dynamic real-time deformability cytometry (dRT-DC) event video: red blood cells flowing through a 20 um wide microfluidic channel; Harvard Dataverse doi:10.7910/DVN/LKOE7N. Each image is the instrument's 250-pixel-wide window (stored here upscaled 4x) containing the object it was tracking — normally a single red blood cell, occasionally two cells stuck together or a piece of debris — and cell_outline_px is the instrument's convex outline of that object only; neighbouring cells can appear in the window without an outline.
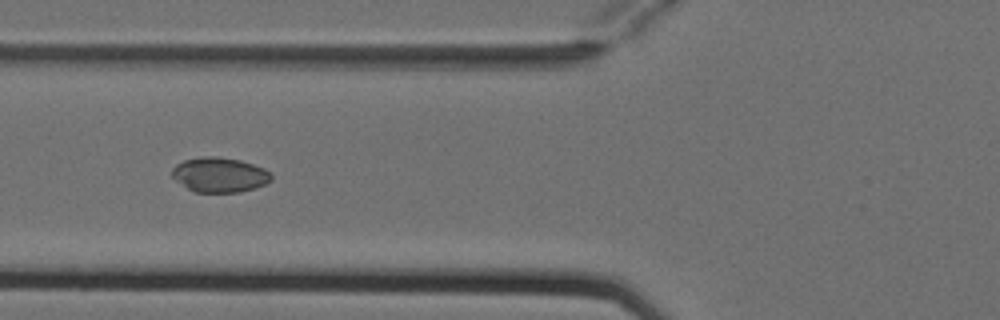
{"species": "Egyptian fruit bat (a non-hibernating species)", "species_latin": "Rousettus aegyptiacus", "temperature_condition": "cold", "stored_images_in_passage": 6, "camera_frame_rate_fps": 3000, "um_per_image_px": 0.085, "animal": {"sex": "female"}, "frame": {"image": 1, "passage_image": 3, "time_ms": 0.667, "image_size_px": [1000, 320], "cell_outline_px": [[272, 180], [264, 184], [252, 188], [236, 192], [196, 192], [188, 188], [176, 180], [172, 176], [172, 168], [176, 164], [184, 160], [204, 156], [216, 156], [240, 160], [264, 168], [272, 172]], "centroid_in_image_um": [18.67, 14.84], "position_along_channel_um": 107.1, "area_um2": 20.0}}
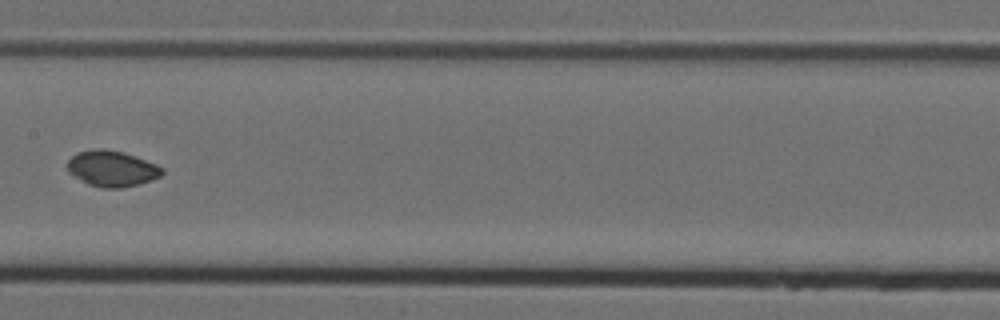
{"frame": {"image": 2, "passage_image": 5, "time_ms": 1.333, "image_size_px": [1000, 320], "cell_outline_px": [[164, 172], [160, 176], [140, 184], [120, 188], [104, 188], [88, 184], [68, 172], [64, 164], [76, 152], [96, 148], [104, 148], [124, 152], [156, 164], [164, 168]], "centroid_in_image_um": [9.48, 14.32], "position_along_channel_um": 197.9, "area_um2": 20.0}}
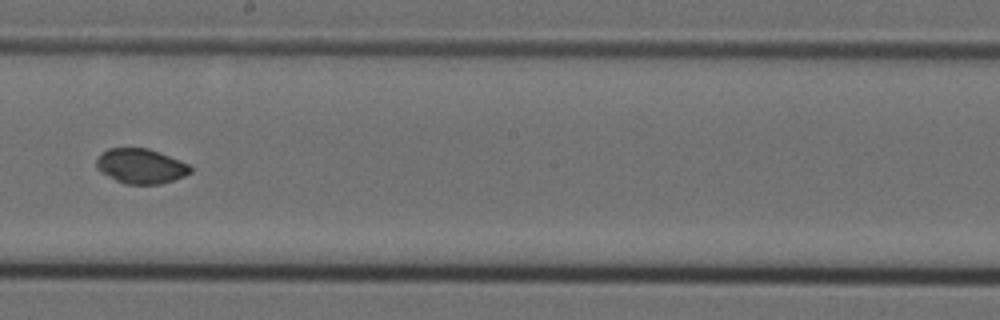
{"frame": {"image": 3, "passage_image": 6, "time_ms": 1.667, "image_size_px": [1000, 320], "cell_outline_px": [[192, 172], [184, 176], [160, 184], [124, 184], [100, 172], [96, 168], [96, 156], [100, 152], [108, 148], [148, 148], [188, 164], [192, 168]], "centroid_in_image_um": [11.91, 14.12], "position_along_channel_um": 236.3, "area_um2": 19.13}}